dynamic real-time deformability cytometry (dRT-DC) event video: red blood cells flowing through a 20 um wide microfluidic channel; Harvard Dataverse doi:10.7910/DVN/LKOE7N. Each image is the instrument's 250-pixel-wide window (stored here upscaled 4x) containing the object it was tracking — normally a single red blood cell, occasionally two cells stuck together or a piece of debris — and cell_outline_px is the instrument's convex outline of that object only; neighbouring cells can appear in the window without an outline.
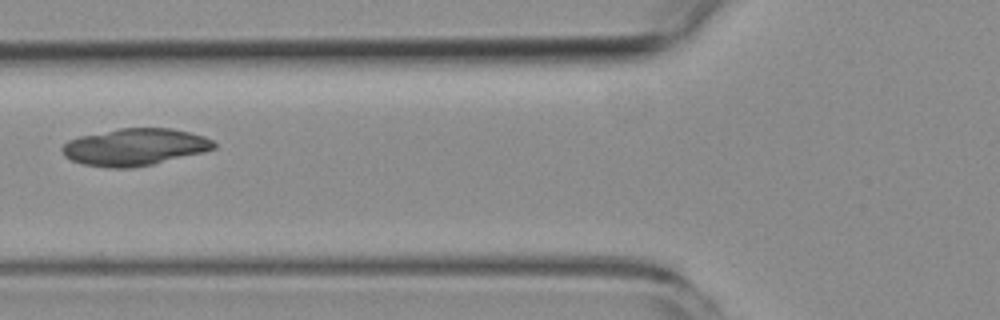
{"species": "common noctule bat (a hibernating species)", "species_latin": "Nyctalus noctula", "temperature_condition": "room temperature", "stored_images_in_passage": 13, "camera_frame_rate_fps": 3000, "um_per_image_px": 0.085, "animal": {"sex": "female", "body_mass_g": 19.3, "forearm_length_mm": 54.1}, "frame": {"image": 1, "passage_image": 5, "time_ms": 5.667, "image_size_px": [1000, 320], "cell_outline_px": [[216, 148], [204, 152], [152, 164], [132, 168], [104, 168], [84, 164], [72, 160], [64, 156], [60, 148], [68, 140], [80, 136], [120, 128], [172, 128], [192, 132], [204, 136], [212, 140], [216, 144]], "centroid_in_image_um": [11.46, 12.49], "position_along_channel_um": 114.3, "area_um2": 32.89}}
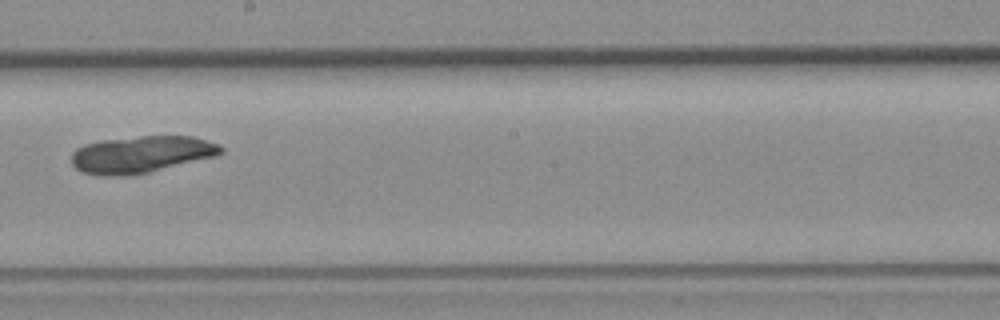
{"frame": {"image": 2, "passage_image": 8, "time_ms": 9.0, "image_size_px": [1000, 320], "cell_outline_px": [[224, 152], [216, 156], [148, 172], [128, 176], [100, 176], [80, 172], [72, 164], [72, 152], [76, 148], [84, 144], [100, 140], [140, 136], [192, 136], [216, 144], [224, 148]], "centroid_in_image_um": [11.95, 13.13], "position_along_channel_um": 236.2, "area_um2": 32.19}}
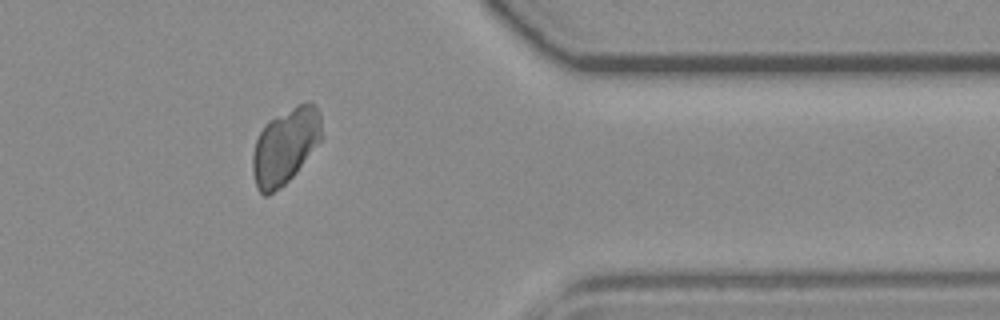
{"frame": {"image": 3, "passage_image": 12, "time_ms": 13.667, "image_size_px": [1000, 320], "cell_outline_px": [[320, 140], [296, 172], [280, 188], [268, 196], [264, 196], [256, 188], [252, 172], [252, 156], [256, 140], [264, 124], [268, 120], [296, 104], [308, 100], [316, 104], [320, 112]], "centroid_in_image_um": [24.21, 12.4], "position_along_channel_um": 387.2, "area_um2": 30.52}}